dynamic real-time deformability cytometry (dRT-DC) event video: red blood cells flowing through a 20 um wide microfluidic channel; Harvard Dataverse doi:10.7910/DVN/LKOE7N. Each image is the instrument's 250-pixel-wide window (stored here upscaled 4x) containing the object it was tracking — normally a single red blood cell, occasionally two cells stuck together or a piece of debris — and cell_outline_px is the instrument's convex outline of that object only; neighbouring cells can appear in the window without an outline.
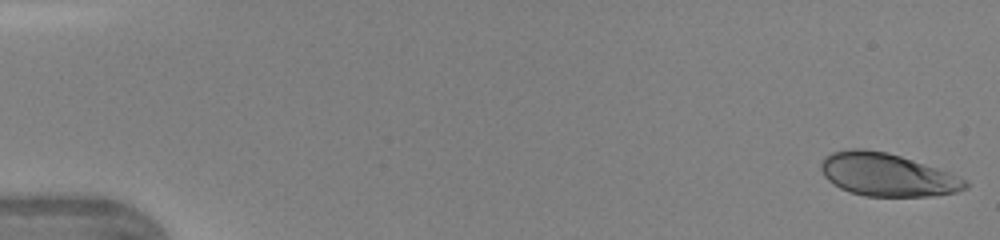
{"species": "human", "species_latin": "Homo sapiens", "temperature_condition": "warm", "stored_images_in_passage": 44, "camera_frame_rate_fps": 3000, "um_per_image_px": 0.085, "donor": {"sex": "female"}, "frame": {"image": 1, "passage_image": 1, "time_ms": 0.0, "image_size_px": [1000, 240], "cell_outline_px": [[968, 188], [956, 192], [928, 196], [864, 196], [848, 192], [840, 188], [828, 180], [824, 176], [820, 168], [820, 164], [824, 156], [832, 152], [852, 148], [864, 148], [888, 152], [948, 172], [968, 180]], "centroid_in_image_um": [75.37, 14.85], "position_along_channel_um": 9.6, "area_um2": 36.13}}
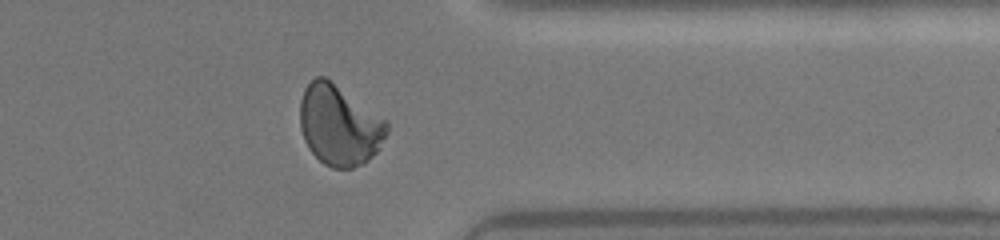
{"frame": {"image": 2, "passage_image": 36, "time_ms": 11.667, "image_size_px": [1000, 240], "cell_outline_px": [[388, 132], [376, 152], [364, 164], [352, 168], [332, 168], [324, 164], [308, 148], [304, 140], [300, 128], [300, 100], [304, 88], [316, 76], [324, 76], [388, 120]], "centroid_in_image_um": [28.84, 10.65], "position_along_channel_um": 382.6, "area_um2": 40.81}}
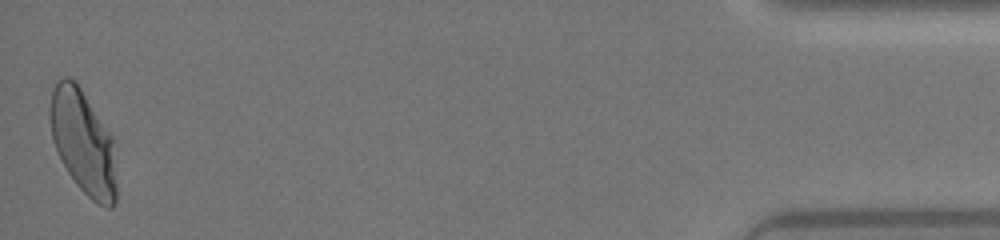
{"frame": {"image": 3, "passage_image": 44, "time_ms": 14.333, "image_size_px": [1000, 240], "cell_outline_px": [[116, 204], [112, 208], [104, 208], [92, 200], [80, 188], [68, 172], [52, 140], [48, 116], [48, 112], [52, 92], [56, 84], [64, 76], [68, 76], [76, 80], [112, 136], [116, 184]], "centroid_in_image_um": [7.06, 12.08], "position_along_channel_um": 428.1, "area_um2": 40.29}}